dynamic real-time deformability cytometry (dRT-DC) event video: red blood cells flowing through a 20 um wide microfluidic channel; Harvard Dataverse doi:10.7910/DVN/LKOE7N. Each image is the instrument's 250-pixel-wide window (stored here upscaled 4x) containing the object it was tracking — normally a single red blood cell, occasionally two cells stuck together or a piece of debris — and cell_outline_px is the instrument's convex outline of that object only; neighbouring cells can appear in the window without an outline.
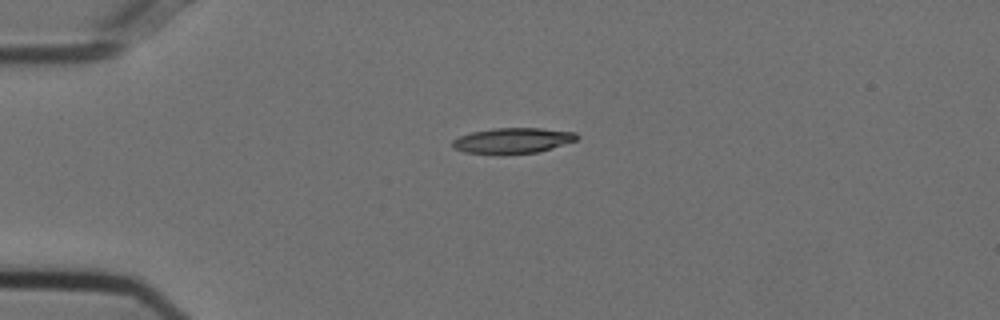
{"species": "Egyptian fruit bat (a non-hibernating species)", "species_latin": "Rousettus aegyptiacus", "temperature_condition": "cold", "stored_images_in_passage": 42, "camera_frame_rate_fps": 3000, "um_per_image_px": 0.085, "animal": {"sex": "female"}, "frame": {"image": 1, "passage_image": 1, "time_ms": 0.0, "image_size_px": [1000, 320], "cell_outline_px": [[580, 136], [576, 140], [540, 152], [500, 156], [464, 152], [452, 148], [452, 140], [460, 136], [472, 132], [492, 128], [540, 128], [576, 132]], "centroid_in_image_um": [43.55, 11.98], "position_along_channel_um": 41.4, "area_um2": 19.07}}
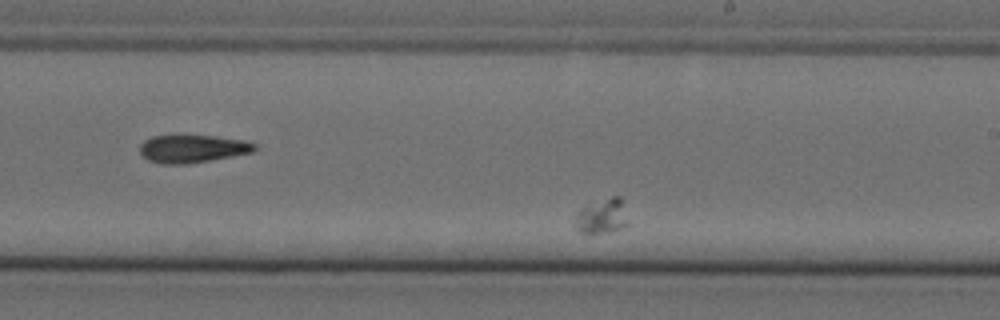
{"frame": {"image": 2, "passage_image": 22, "time_ms": 7.0, "image_size_px": [1000, 320], "cell_outline_px": [[628, 224], [624, 228], [612, 232], [580, 232], [576, 228], [576, 212], [580, 208], [612, 196], [620, 196]], "centroid_in_image_um": [51.18, 18.39], "position_along_channel_um": 237.8, "area_um2": 10.52}}
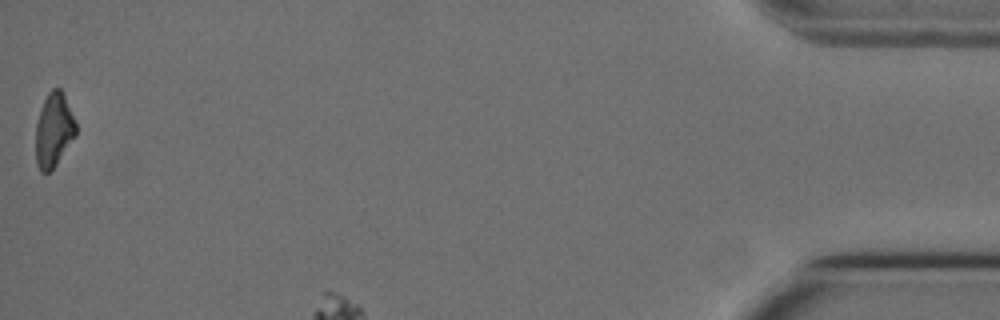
{"frame": {"image": 3, "passage_image": 42, "time_ms": 13.667, "image_size_px": [1000, 320], "cell_outline_px": [[76, 136], [56, 164], [48, 172], [40, 172], [36, 164], [36, 124], [44, 100], [48, 92], [52, 88], [60, 88], [64, 96], [76, 124]], "centroid_in_image_um": [4.56, 11.07], "position_along_channel_um": 430.6, "area_um2": 17.05}}